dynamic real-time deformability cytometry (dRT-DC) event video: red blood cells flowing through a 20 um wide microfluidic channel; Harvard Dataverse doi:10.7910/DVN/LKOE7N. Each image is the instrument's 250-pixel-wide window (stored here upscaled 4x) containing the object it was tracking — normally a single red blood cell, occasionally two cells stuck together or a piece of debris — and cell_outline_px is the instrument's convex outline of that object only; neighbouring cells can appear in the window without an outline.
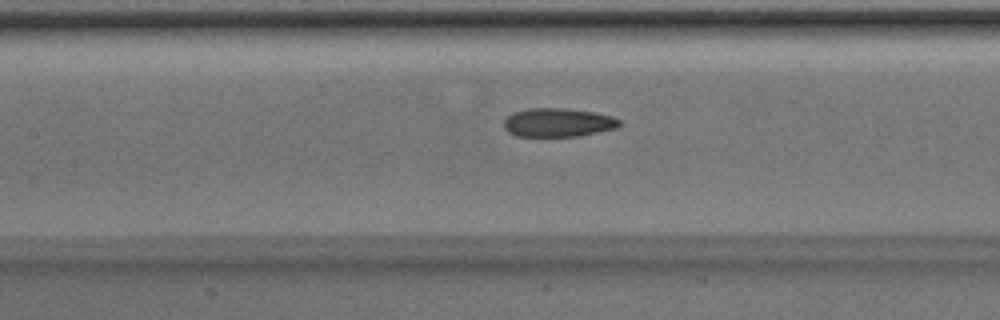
{"species": "Egyptian fruit bat (a non-hibernating species)", "species_latin": "Rousettus aegyptiacus", "temperature_condition": "room temperature", "stored_images_in_passage": 50, "camera_frame_rate_fps": 3000, "um_per_image_px": 0.085, "animal": {"sex": "male"}, "frame": {"image": 1, "passage_image": 23, "time_ms": 7.333, "image_size_px": [1000, 320], "cell_outline_px": [[620, 124], [616, 128], [576, 136], [516, 136], [508, 132], [504, 128], [504, 120], [512, 112], [528, 108], [568, 108], [592, 112], [612, 116], [620, 120]], "centroid_in_image_um": [47.39, 10.4], "position_along_channel_um": 160.0, "area_um2": 19.25}}
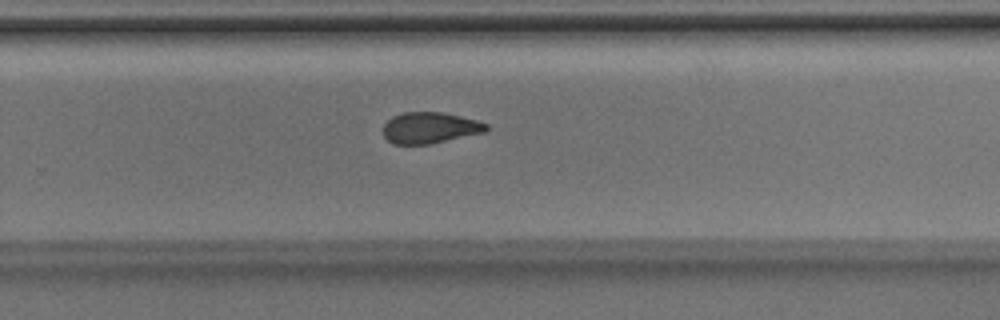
{"frame": {"image": 2, "passage_image": 33, "time_ms": 10.667, "image_size_px": [1000, 320], "cell_outline_px": [[488, 128], [484, 132], [428, 144], [392, 144], [384, 136], [384, 124], [392, 116], [404, 112], [440, 112], [460, 116], [476, 120], [488, 124]], "centroid_in_image_um": [36.51, 10.86], "position_along_channel_um": 293.3, "area_um2": 18.5}}
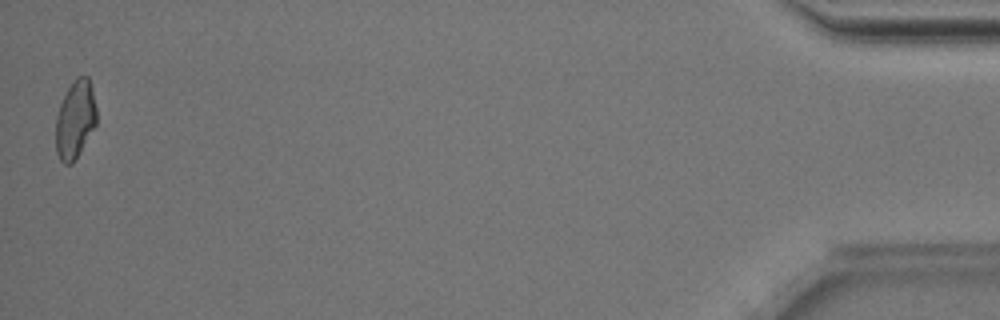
{"frame": {"image": 3, "passage_image": 50, "time_ms": 16.333, "image_size_px": [1000, 320], "cell_outline_px": [[96, 124], [72, 164], [64, 164], [60, 160], [56, 152], [56, 116], [60, 104], [68, 88], [76, 76], [88, 76], [96, 108]], "centroid_in_image_um": [6.37, 10.16], "position_along_channel_um": 428.8, "area_um2": 18.26}, "authors_computed_cell_mechanics": {"area_um2": 19.8543, "velocity_mm_per_s": 4.0204, "shape_relaxation_time_tau1_ms": 4.7061, "shape_relaxation_time_tau2_ms": 2.1214, "deformation_change_tau1": 0.1244, "deformation_change_tau2": 0.0866}}